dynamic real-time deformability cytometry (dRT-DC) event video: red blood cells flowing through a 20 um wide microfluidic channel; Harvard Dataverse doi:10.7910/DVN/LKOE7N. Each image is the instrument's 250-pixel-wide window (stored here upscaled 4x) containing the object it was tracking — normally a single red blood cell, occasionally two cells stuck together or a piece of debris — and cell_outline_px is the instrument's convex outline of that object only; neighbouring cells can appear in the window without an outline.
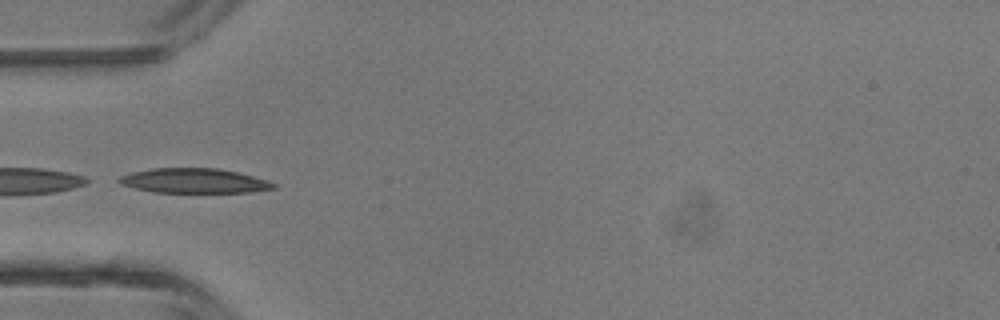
{"species": "common noctule bat (a hibernating species)", "species_latin": "Nyctalus noctula", "temperature_condition": "room temperature", "stored_images_in_passage": 5, "camera_frame_rate_fps": 3000, "um_per_image_px": 0.085, "animal": {"sex": "male", "body_mass_g": 13.3}, "frame": {"image": 1, "passage_image": 4, "time_ms": 1.0, "image_size_px": [1000, 320], "cell_outline_px": [[276, 188], [252, 192], [152, 192], [120, 184], [116, 180], [120, 176], [132, 172], [152, 168], [220, 168], [268, 180], [276, 184]], "centroid_in_image_um": [16.49, 15.36], "position_along_channel_um": 68.5, "area_um2": 22.2}}
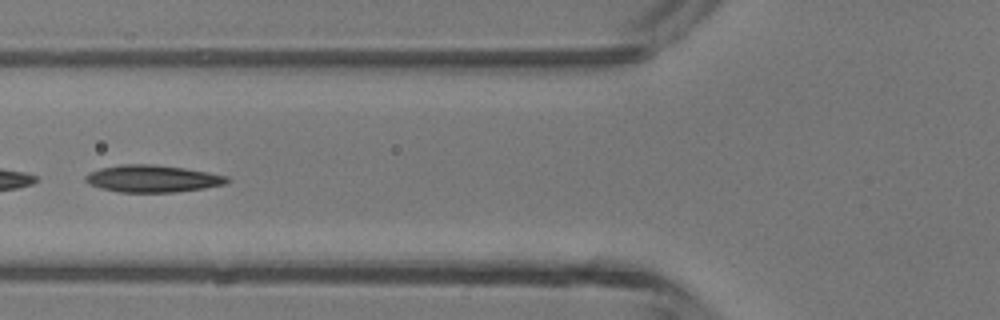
{"frame": {"image": 2, "passage_image": 5, "time_ms": 1.333, "image_size_px": [1000, 320], "cell_outline_px": [[232, 180], [228, 184], [204, 188], [176, 192], [120, 192], [100, 188], [88, 184], [84, 180], [84, 176], [88, 172], [100, 168], [124, 164], [152, 164], [184, 168], [208, 172], [228, 176]], "centroid_in_image_um": [12.97, 15.18], "position_along_channel_um": 112.8, "area_um2": 22.6}}